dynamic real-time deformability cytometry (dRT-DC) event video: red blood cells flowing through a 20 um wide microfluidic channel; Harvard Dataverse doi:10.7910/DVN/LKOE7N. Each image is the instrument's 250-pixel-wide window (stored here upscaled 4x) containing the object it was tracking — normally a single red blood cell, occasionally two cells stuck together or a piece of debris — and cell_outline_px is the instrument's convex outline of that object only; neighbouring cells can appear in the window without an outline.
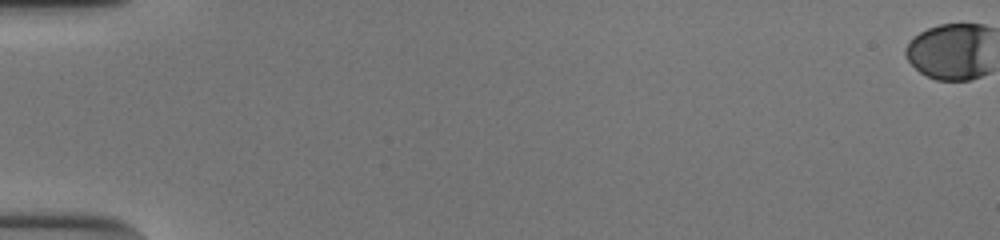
{"species": "human", "species_latin": "Homo sapiens", "temperature_condition": "cold", "stored_images_in_passage": 57, "camera_frame_rate_fps": 3000, "um_per_image_px": 0.085, "donor": {"sex": "male"}, "frame": {"image": 1, "passage_image": 1, "time_ms": 0.0, "image_size_px": [1000, 240], "cell_outline_px": [[984, 72], [976, 76], [964, 80], [940, 80], [928, 76], [916, 68], [912, 64], [908, 56], [908, 44], [916, 36], [932, 28], [944, 24], [976, 24], [984, 28]], "centroid_in_image_um": [80.7, 4.4], "position_along_channel_um": 4.3, "area_um2": 26.24}}
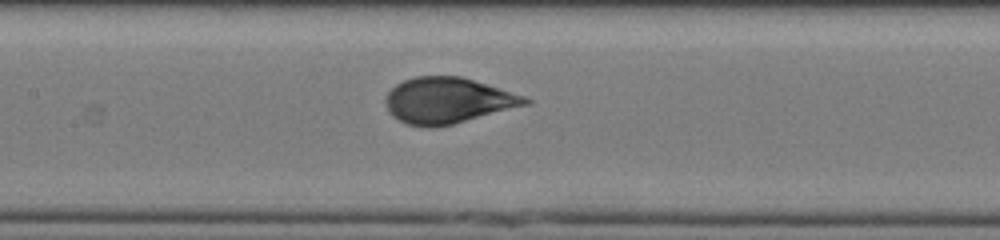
{"frame": {"image": 2, "passage_image": 30, "time_ms": 9.667, "image_size_px": [1000, 240], "cell_outline_px": [[528, 100], [520, 104], [448, 124], [412, 124], [396, 116], [392, 112], [388, 104], [388, 96], [400, 84], [408, 80], [424, 76], [452, 76], [468, 80]], "centroid_in_image_um": [37.93, 8.51], "position_along_channel_um": 169.5, "area_um2": 32.77}}
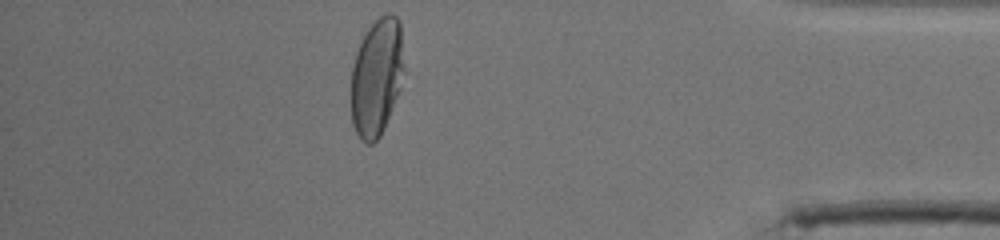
{"frame": {"image": 3, "passage_image": 51, "time_ms": 16.667, "image_size_px": [1000, 240], "cell_outline_px": [[400, 64], [388, 112], [384, 124], [376, 140], [364, 140], [360, 136], [356, 128], [352, 116], [352, 72], [356, 56], [368, 32], [384, 16], [392, 16], [396, 20], [400, 28]], "centroid_in_image_um": [31.92, 6.57], "position_along_channel_um": 403.3, "area_um2": 31.56}}